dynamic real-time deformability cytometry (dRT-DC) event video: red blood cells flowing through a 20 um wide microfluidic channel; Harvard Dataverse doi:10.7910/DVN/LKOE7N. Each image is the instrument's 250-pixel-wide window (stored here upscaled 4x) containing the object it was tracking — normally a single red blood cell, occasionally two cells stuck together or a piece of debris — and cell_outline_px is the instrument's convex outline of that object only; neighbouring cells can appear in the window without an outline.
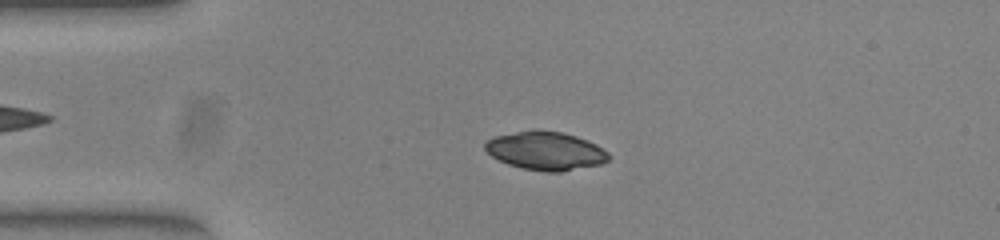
{"species": "common noctule bat (a hibernating species)", "species_latin": "Nyctalus noctula", "temperature_condition": "warm", "stored_images_in_passage": 39, "camera_frame_rate_fps": 3000, "um_per_image_px": 0.085, "animal": {"sex": "female", "body_mass_g": 23.0, "forearm_length_mm": 53.4}, "frame": {"image": 1, "passage_image": 4, "time_ms": 1.0, "image_size_px": [1000, 240], "cell_outline_px": [[612, 156], [608, 160], [600, 164], [560, 172], [544, 172], [520, 168], [508, 164], [492, 156], [484, 148], [484, 144], [492, 136], [536, 128], [564, 132], [588, 140], [596, 144], [608, 152]], "centroid_in_image_um": [46.38, 12.8], "position_along_channel_um": 38.6, "area_um2": 28.09}}
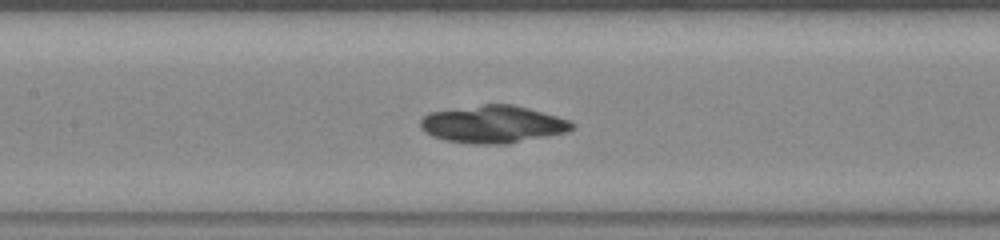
{"frame": {"image": 2, "passage_image": 16, "time_ms": 5.0, "image_size_px": [1000, 240], "cell_outline_px": [[576, 124], [568, 132], [504, 144], [476, 144], [448, 140], [432, 136], [424, 132], [420, 128], [420, 120], [428, 112], [484, 104], [512, 104], [528, 108], [556, 116], [568, 120]], "centroid_in_image_um": [41.87, 10.56], "position_along_channel_um": 165.5, "area_um2": 32.89}}
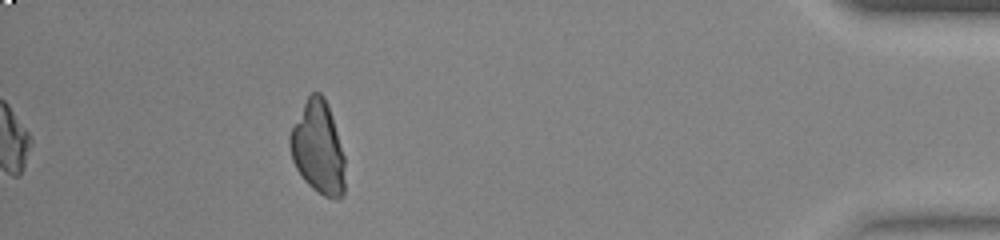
{"frame": {"image": 3, "passage_image": 39, "time_ms": 12.667, "image_size_px": [1000, 240], "cell_outline_px": [[344, 196], [336, 200], [324, 196], [316, 192], [304, 180], [296, 168], [292, 160], [288, 144], [288, 136], [308, 96], [312, 92], [320, 92], [324, 96], [332, 116], [344, 156]], "centroid_in_image_um": [27.03, 12.6], "position_along_channel_um": 408.2, "area_um2": 29.71}}